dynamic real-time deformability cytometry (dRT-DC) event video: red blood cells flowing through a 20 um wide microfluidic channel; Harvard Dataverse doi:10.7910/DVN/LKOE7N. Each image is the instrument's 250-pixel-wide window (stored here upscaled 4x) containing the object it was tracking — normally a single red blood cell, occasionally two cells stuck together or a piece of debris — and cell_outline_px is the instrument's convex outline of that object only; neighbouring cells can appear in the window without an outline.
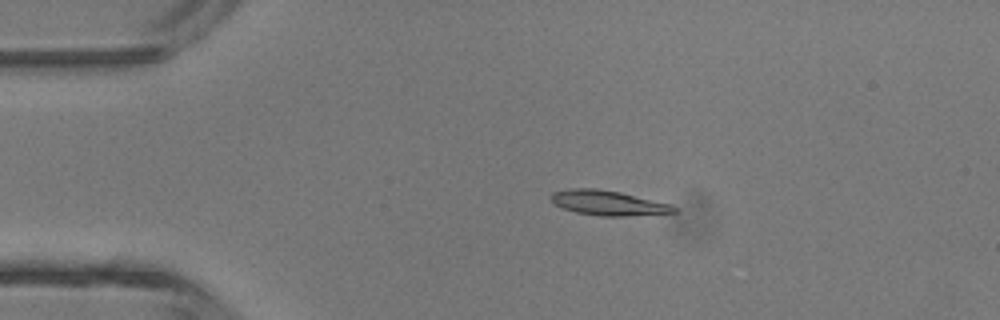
{"species": "common noctule bat (a hibernating species)", "species_latin": "Nyctalus noctula", "temperature_condition": "room temperature", "stored_images_in_passage": 2, "camera_frame_rate_fps": 3000, "um_per_image_px": 0.085, "animal": {"sex": "male", "body_mass_g": 13.3}, "frame": {"image": 1, "passage_image": 1, "time_ms": 0.0, "image_size_px": [1000, 320], "cell_outline_px": [[680, 212], [624, 216], [600, 216], [576, 212], [564, 208], [556, 204], [552, 200], [552, 192], [568, 188], [596, 188], [620, 192], [668, 204], [680, 208]], "centroid_in_image_um": [51.72, 17.25], "position_along_channel_um": 33.3, "area_um2": 17.63}}